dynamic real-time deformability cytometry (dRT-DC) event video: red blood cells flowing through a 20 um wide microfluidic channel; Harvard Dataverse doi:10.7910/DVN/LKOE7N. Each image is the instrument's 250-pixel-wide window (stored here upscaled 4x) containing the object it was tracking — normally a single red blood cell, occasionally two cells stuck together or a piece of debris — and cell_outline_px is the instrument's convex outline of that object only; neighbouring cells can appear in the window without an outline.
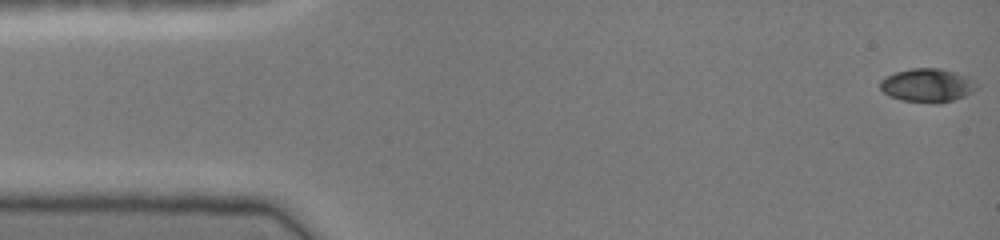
{"species": "common noctule bat (a hibernating species)", "species_latin": "Nyctalus noctula", "temperature_condition": "cold", "stored_images_in_passage": 46, "camera_frame_rate_fps": 3000, "um_per_image_px": 0.085, "animal": {"sex": "female", "body_mass_g": 19.0, "forearm_length_mm": 51.5}, "frame": {"image": 1, "passage_image": 1, "time_ms": 0.0, "image_size_px": [1000, 240], "cell_outline_px": [[980, 84], [972, 92], [964, 96], [940, 104], [936, 104], [900, 100], [888, 96], [880, 88], [880, 80], [896, 72], [912, 68], [940, 68], [972, 76]], "centroid_in_image_um": [78.89, 7.25], "position_along_channel_um": 6.1, "area_um2": 19.31}}
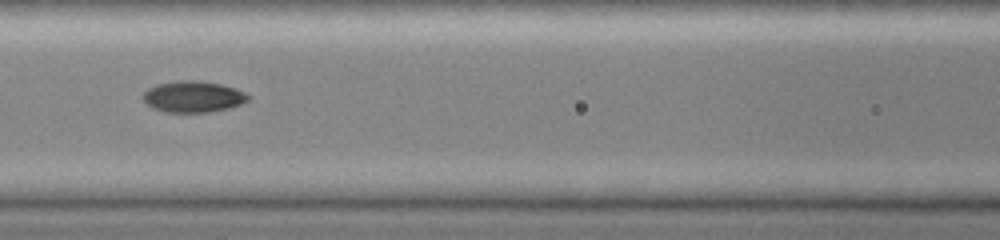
{"frame": {"image": 2, "passage_image": 20, "time_ms": 6.333, "image_size_px": [1000, 240], "cell_outline_px": [[252, 96], [248, 100], [240, 104], [228, 108], [208, 112], [164, 112], [152, 108], [144, 100], [144, 92], [148, 88], [156, 84], [176, 80], [196, 80], [220, 84], [236, 88]], "centroid_in_image_um": [16.42, 8.21], "position_along_channel_um": 150.2, "area_um2": 19.19}}
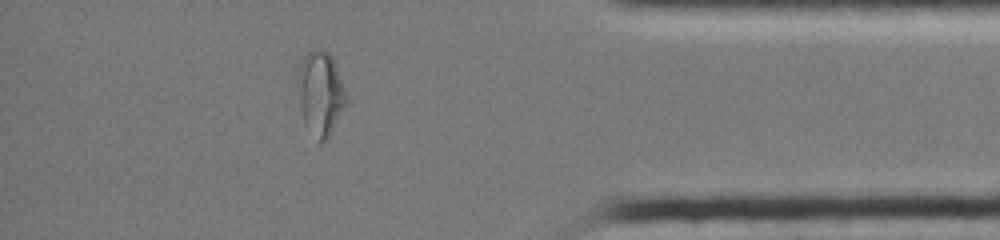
{"frame": {"image": 3, "passage_image": 40, "time_ms": 13.0, "image_size_px": [1000, 240], "cell_outline_px": [[348, 104], [328, 140], [320, 144], [304, 124], [300, 108], [300, 64], [304, 56], [308, 52], [316, 48], [320, 48], [328, 52], [332, 56], [348, 92]], "centroid_in_image_um": [27.33, 7.98], "position_along_channel_um": 407.9, "area_um2": 24.1}, "authors_computed_cell_mechanics": {"area_um2": 19.0162, "velocity_mm_per_s": 4.1529, "shape_relaxation_time_tau1_ms": 9.1925, "shape_relaxation_time_tau2_ms": 1.2743, "deformation_change_tau1": 0.2995, "deformation_change_tau2": 0.0406}}